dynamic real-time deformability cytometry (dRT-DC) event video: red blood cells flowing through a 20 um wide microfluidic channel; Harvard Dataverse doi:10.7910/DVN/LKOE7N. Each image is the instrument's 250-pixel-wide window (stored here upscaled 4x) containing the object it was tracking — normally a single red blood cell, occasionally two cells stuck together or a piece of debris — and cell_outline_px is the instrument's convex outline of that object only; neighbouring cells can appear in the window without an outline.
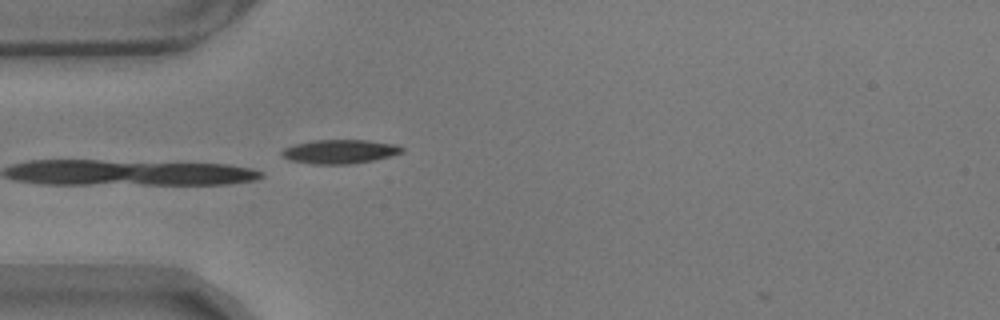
{"species": "common noctule bat (a hibernating species)", "species_latin": "Nyctalus noctula", "temperature_condition": "warm", "stored_images_in_passage": 2, "camera_frame_rate_fps": 3000, "um_per_image_px": 0.085, "animal": {"sex": "male", "body_mass_g": 17.9}, "frame": {"image": 1, "passage_image": 1, "time_ms": 0.0, "image_size_px": [1000, 320], "cell_outline_px": [[404, 152], [372, 160], [352, 164], [312, 164], [288, 160], [280, 156], [280, 152], [284, 148], [292, 144], [312, 140], [368, 140], [396, 144], [404, 148]], "centroid_in_image_um": [28.82, 12.88], "position_along_channel_um": 56.2, "area_um2": 16.99}}